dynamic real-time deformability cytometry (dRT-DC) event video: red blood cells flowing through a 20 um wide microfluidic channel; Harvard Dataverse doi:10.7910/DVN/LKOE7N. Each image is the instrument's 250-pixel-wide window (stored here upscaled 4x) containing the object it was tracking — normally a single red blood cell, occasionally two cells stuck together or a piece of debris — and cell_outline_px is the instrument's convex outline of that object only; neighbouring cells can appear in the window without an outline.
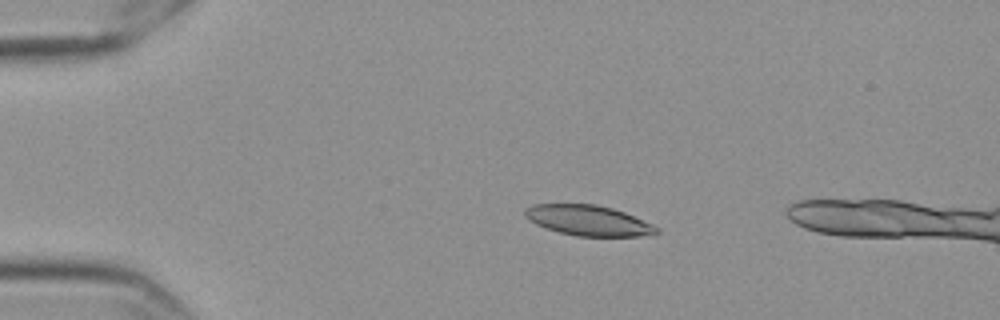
{"species": "Egyptian fruit bat (a non-hibernating species)", "species_latin": "Rousettus aegyptiacus", "temperature_condition": "cold", "stored_images_in_passage": 47, "camera_frame_rate_fps": 3000, "um_per_image_px": 0.085, "frame": {"image": 1, "passage_image": 1, "time_ms": 0.0, "image_size_px": [1000, 320], "cell_outline_px": [[660, 232], [640, 236], [576, 236], [544, 228], [536, 224], [524, 216], [524, 208], [532, 204], [596, 204], [612, 208], [624, 212], [652, 224], [660, 228]], "centroid_in_image_um": [49.98, 18.73], "position_along_channel_um": 35.0, "area_um2": 23.29}}
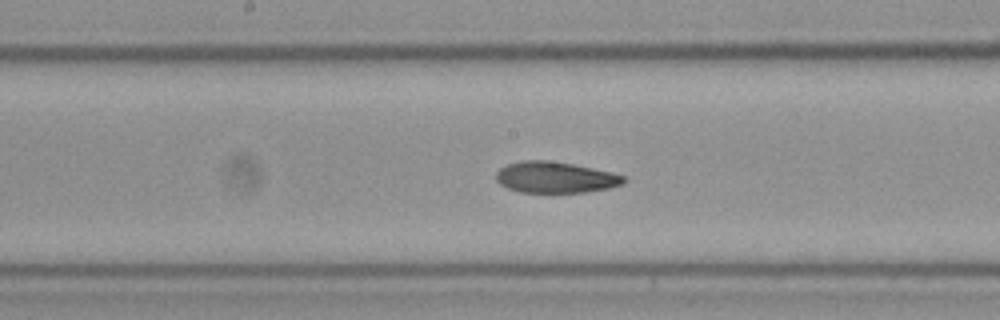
{"frame": {"image": 2, "passage_image": 19, "time_ms": 6.0, "image_size_px": [1000, 320], "cell_outline_px": [[624, 180], [620, 184], [608, 188], [584, 192], [552, 196], [520, 192], [508, 188], [500, 184], [496, 180], [496, 172], [500, 168], [508, 164], [520, 160], [548, 160], [572, 164], [612, 172], [624, 176]], "centroid_in_image_um": [47.14, 15.12], "position_along_channel_um": 201.1, "area_um2": 23.87}}
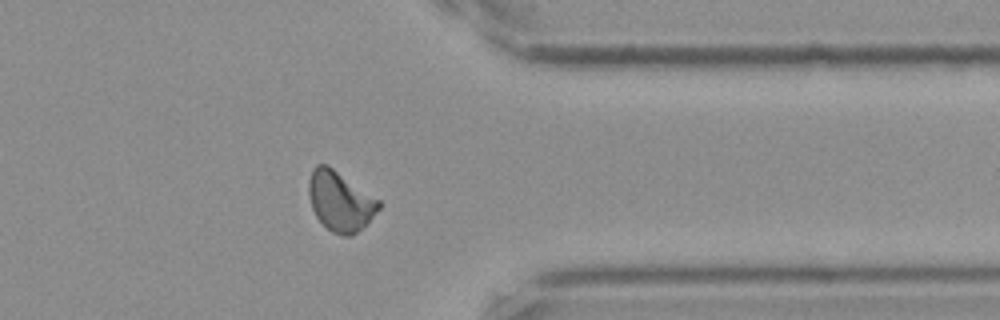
{"frame": {"image": 3, "passage_image": 35, "time_ms": 11.333, "image_size_px": [1000, 320], "cell_outline_px": [[384, 204], [352, 236], [344, 236], [332, 232], [316, 216], [312, 208], [308, 196], [308, 180], [312, 168], [316, 164], [328, 164], [380, 200]], "centroid_in_image_um": [28.89, 17.06], "position_along_channel_um": 382.5, "area_um2": 24.39}, "authors_computed_cell_mechanics": {"area_um2": 23.987, "velocity_mm_per_s": 3.5505, "shape_relaxation_time_tau1_ms": 7.7837, "shape_relaxation_time_tau2_ms": 3.8605, "deformation_change_tau1": 0.1526, "deformation_change_tau2": 0.0964}}